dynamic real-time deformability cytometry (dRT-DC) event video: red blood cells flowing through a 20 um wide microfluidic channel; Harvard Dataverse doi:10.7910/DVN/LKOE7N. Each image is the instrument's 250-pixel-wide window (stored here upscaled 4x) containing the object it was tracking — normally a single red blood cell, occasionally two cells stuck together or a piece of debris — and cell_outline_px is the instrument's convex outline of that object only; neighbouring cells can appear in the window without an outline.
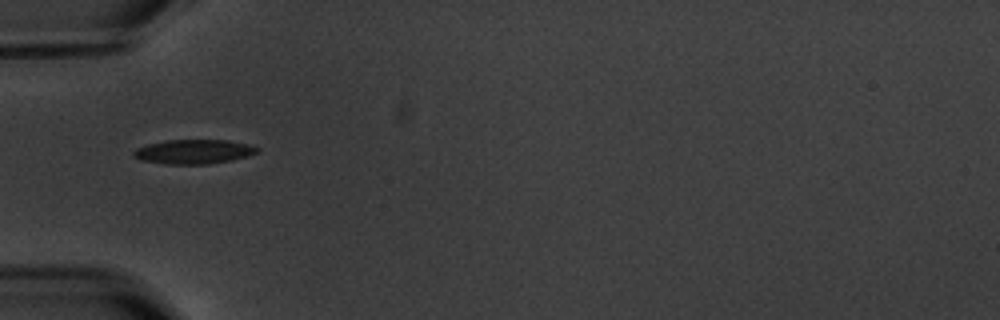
{"species": "common noctule bat (a hibernating species)", "species_latin": "Nyctalus noctula", "temperature_condition": "warm", "stored_images_in_passage": 2, "camera_frame_rate_fps": 3000, "um_per_image_px": 0.085, "animal": {"sex": "male", "body_mass_g": 20.1, "forearm_length_mm": 53.5}, "frame": {"image": 1, "passage_image": 1, "time_ms": 0.0, "image_size_px": [1000, 320], "cell_outline_px": [[260, 152], [248, 156], [232, 160], [208, 164], [164, 164], [140, 160], [132, 156], [132, 152], [136, 148], [148, 144], [168, 140], [228, 140], [248, 144], [260, 148]], "centroid_in_image_um": [16.47, 12.89], "position_along_channel_um": 68.5, "area_um2": 17.69}}